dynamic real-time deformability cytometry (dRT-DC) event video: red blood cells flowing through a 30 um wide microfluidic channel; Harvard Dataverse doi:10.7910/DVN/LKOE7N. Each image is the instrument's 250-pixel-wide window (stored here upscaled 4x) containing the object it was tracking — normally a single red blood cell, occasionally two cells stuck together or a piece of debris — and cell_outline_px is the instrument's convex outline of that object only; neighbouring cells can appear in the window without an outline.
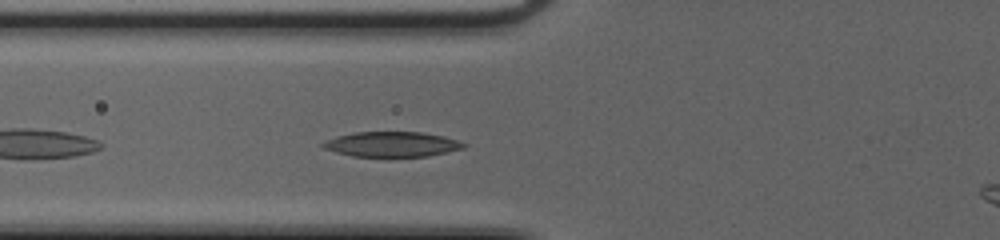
{"species": "common noctule bat (a hibernating species)", "species_latin": "Nyctalus noctula", "temperature_condition": "cold", "stored_images_in_passage": 35, "camera_frame_rate_fps": 3000, "um_per_image_px": 0.085, "animal": {"sex": "female", "body_mass_g": 20.0, "forearm_length_mm": 54.0}, "frame": {"image": 1, "passage_image": 4, "time_ms": 1.0, "image_size_px": [1000, 240], "cell_outline_px": [[468, 144], [464, 148], [448, 152], [428, 156], [388, 160], [352, 156], [336, 152], [324, 148], [320, 144], [324, 140], [336, 136], [356, 132], [420, 132], [444, 136]], "centroid_in_image_um": [33.29, 12.31], "position_along_channel_um": 92.5, "area_um2": 21.62}}
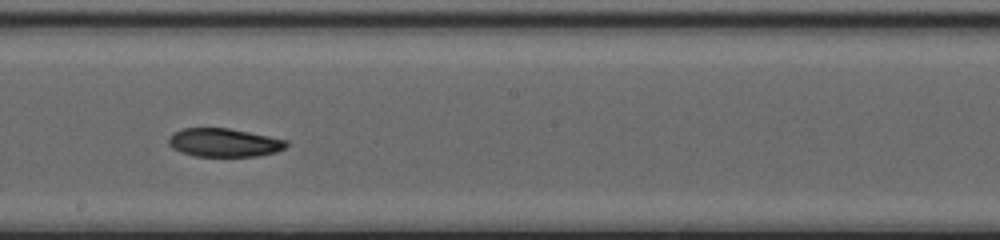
{"frame": {"image": 2, "passage_image": 14, "time_ms": 4.333, "image_size_px": [1000, 240], "cell_outline_px": [[288, 144], [284, 148], [276, 152], [260, 156], [196, 156], [180, 152], [172, 148], [168, 144], [168, 136], [184, 128], [228, 128], [288, 140]], "centroid_in_image_um": [19.04, 12.13], "position_along_channel_um": 229.2, "area_um2": 19.48}}
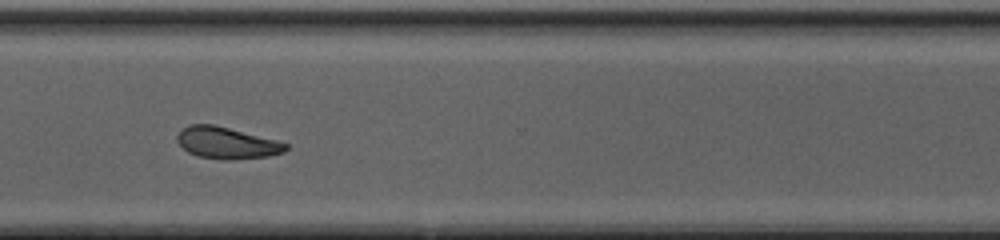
{"frame": {"image": 3, "passage_image": 23, "time_ms": 7.333, "image_size_px": [1000, 240], "cell_outline_px": [[288, 148], [284, 152], [268, 156], [232, 160], [224, 160], [200, 156], [188, 152], [176, 140], [176, 136], [188, 124], [212, 124], [276, 140], [288, 144]], "centroid_in_image_um": [19.27, 12.15], "position_along_channel_um": 351.3, "area_um2": 19.77}}